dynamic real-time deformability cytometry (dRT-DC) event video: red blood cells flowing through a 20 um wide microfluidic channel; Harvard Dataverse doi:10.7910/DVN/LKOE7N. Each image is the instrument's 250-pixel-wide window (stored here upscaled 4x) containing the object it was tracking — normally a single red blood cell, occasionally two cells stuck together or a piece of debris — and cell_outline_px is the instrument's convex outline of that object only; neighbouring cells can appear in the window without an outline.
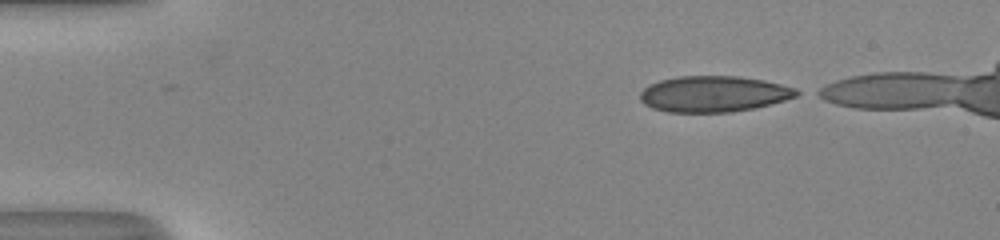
{"species": "human", "species_latin": "Homo sapiens", "temperature_condition": "room temperature", "stored_images_in_passage": 40, "camera_frame_rate_fps": 3000, "um_per_image_px": 0.085, "donor": {"sex": "male"}, "frame": {"image": 1, "passage_image": 1, "time_ms": 0.0, "image_size_px": [1000, 240], "cell_outline_px": [[804, 92], [796, 96], [784, 100], [752, 108], [732, 112], [668, 112], [652, 108], [644, 104], [640, 100], [640, 92], [648, 84], [660, 80], [676, 76], [740, 76], [764, 80], [796, 88]], "centroid_in_image_um": [60.64, 7.98], "position_along_channel_um": 24.4, "area_um2": 32.95}}
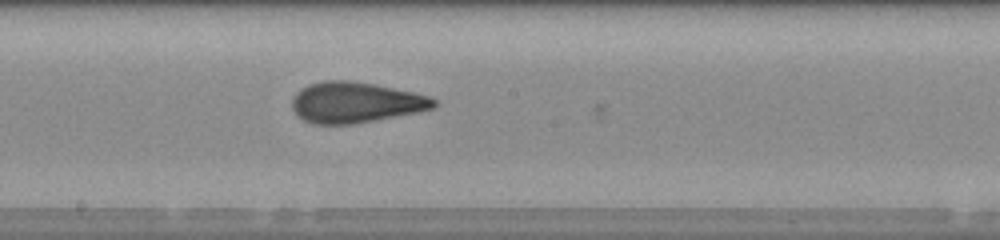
{"frame": {"image": 2, "passage_image": 22, "time_ms": 7.0, "image_size_px": [1000, 240], "cell_outline_px": [[440, 104], [436, 108], [376, 120], [352, 124], [312, 124], [296, 116], [292, 108], [292, 100], [296, 92], [300, 88], [308, 84], [324, 80], [348, 80], [372, 84], [432, 96]], "centroid_in_image_um": [30.21, 8.71], "position_along_channel_um": 218.0, "area_um2": 33.87}}
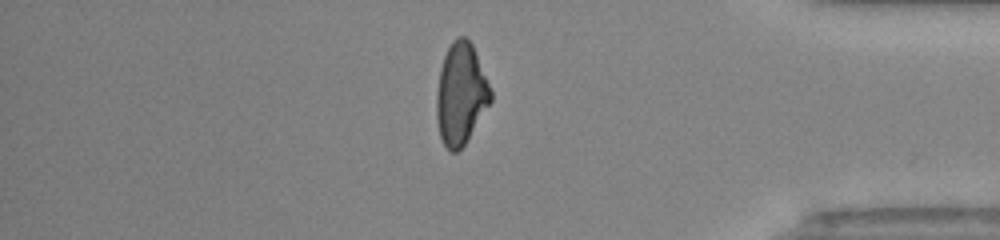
{"frame": {"image": 3, "passage_image": 37, "time_ms": 12.0, "image_size_px": [1000, 240], "cell_outline_px": [[492, 100], [464, 144], [456, 152], [452, 152], [444, 144], [440, 136], [436, 120], [436, 96], [440, 68], [444, 56], [452, 40], [456, 36], [464, 36], [472, 44], [492, 92]], "centroid_in_image_um": [39.15, 7.97], "position_along_channel_um": 396.0, "area_um2": 31.67}}